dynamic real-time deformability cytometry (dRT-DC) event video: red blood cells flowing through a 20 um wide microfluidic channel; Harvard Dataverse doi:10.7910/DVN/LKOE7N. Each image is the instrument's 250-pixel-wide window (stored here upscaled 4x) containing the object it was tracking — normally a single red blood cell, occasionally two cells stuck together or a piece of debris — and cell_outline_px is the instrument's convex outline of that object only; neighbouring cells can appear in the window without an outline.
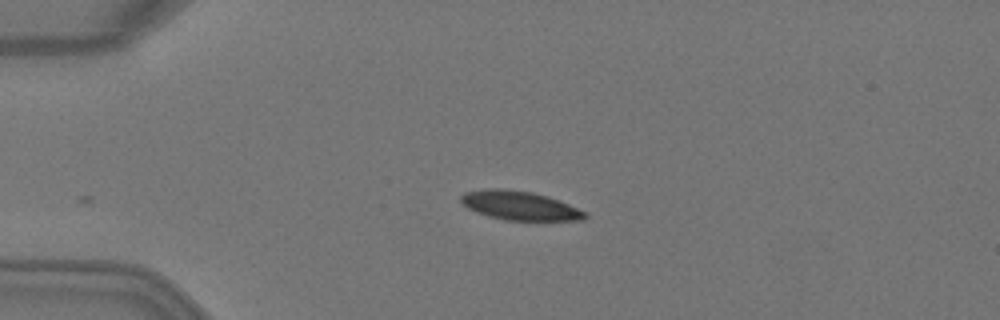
{"species": "Egyptian fruit bat (a non-hibernating species)", "species_latin": "Rousettus aegyptiacus", "temperature_condition": "warm", "stored_images_in_passage": 2, "camera_frame_rate_fps": 3000, "um_per_image_px": 0.085, "animal": {"sex": "female"}, "frame": {"image": 1, "passage_image": 2, "time_ms": 0.333, "image_size_px": [1000, 320], "cell_outline_px": [[588, 216], [584, 220], [504, 220], [488, 216], [476, 212], [468, 208], [460, 200], [460, 196], [464, 192], [488, 188], [504, 188], [532, 192], [548, 196], [560, 200], [588, 212]], "centroid_in_image_um": [44.2, 17.47], "position_along_channel_um": 40.8, "area_um2": 21.15}}